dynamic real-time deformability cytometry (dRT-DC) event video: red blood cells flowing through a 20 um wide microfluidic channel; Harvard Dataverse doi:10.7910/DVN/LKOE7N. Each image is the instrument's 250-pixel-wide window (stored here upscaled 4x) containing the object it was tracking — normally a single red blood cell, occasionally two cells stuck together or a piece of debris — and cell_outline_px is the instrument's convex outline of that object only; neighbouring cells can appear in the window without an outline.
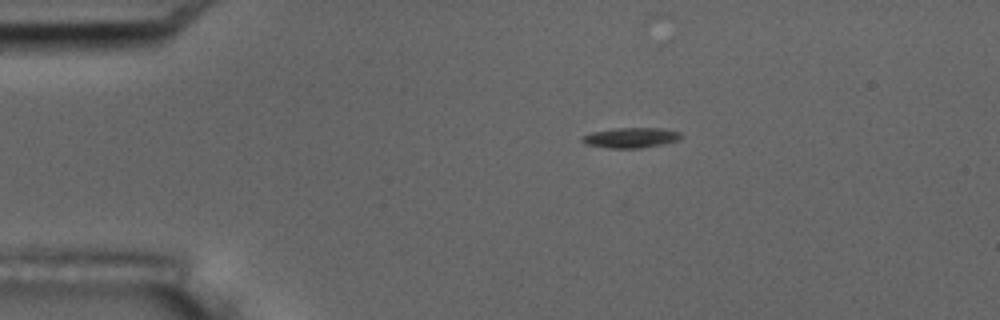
{"species": "common noctule bat (a hibernating species)", "species_latin": "Nyctalus noctula", "temperature_condition": "room temperature", "stored_images_in_passage": 5, "camera_frame_rate_fps": 3000, "um_per_image_px": 0.085, "animal": {"sex": "male", "body_mass_g": 17.5, "forearm_length_mm": 52.3}, "frame": {"image": 1, "passage_image": 1, "time_ms": 0.0, "image_size_px": [1000, 320], "cell_outline_px": [[684, 136], [680, 140], [664, 144], [640, 148], [608, 148], [584, 144], [580, 140], [580, 136], [592, 132], [616, 128], [660, 128], [680, 132]], "centroid_in_image_um": [53.62, 11.71], "position_along_channel_um": 31.4, "area_um2": 11.85}}
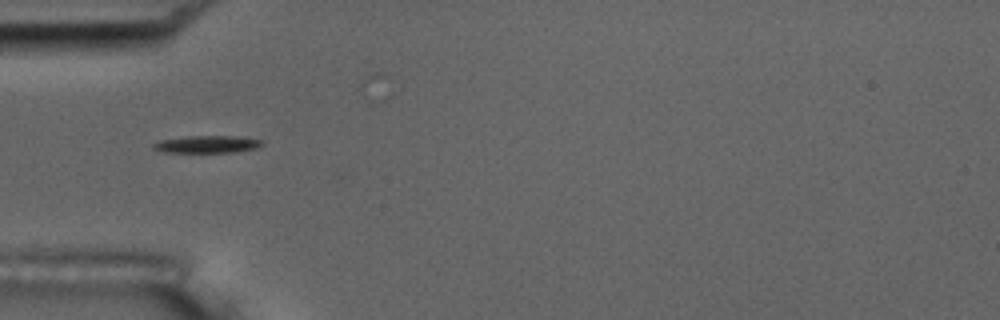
{"frame": {"image": 2, "passage_image": 3, "time_ms": 0.667, "image_size_px": [1000, 320], "cell_outline_px": [[264, 144], [256, 148], [236, 152], [164, 152], [152, 148], [152, 144], [160, 140], [188, 136], [232, 136], [260, 140]], "centroid_in_image_um": [17.57, 12.26], "position_along_channel_um": 67.4, "area_um2": 10.81}}